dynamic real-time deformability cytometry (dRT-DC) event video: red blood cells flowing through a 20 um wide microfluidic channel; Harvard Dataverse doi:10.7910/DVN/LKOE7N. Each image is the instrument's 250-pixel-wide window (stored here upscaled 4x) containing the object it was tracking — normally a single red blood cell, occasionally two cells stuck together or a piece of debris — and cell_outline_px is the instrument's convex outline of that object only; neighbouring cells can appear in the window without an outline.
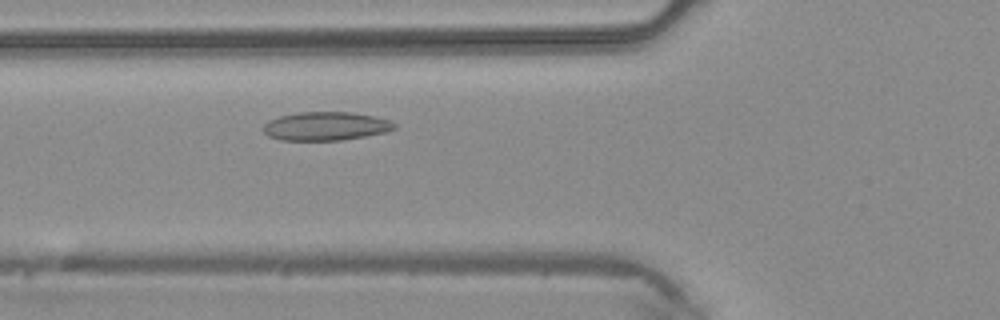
{"species": "common noctule bat (a hibernating species)", "species_latin": "Nyctalus noctula", "temperature_condition": "warm", "stored_images_in_passage": 37, "camera_frame_rate_fps": 3000, "um_per_image_px": 0.085, "animal": {"sex": "male", "body_mass_g": 20.4}, "frame": {"image": 1, "passage_image": 8, "time_ms": 2.333, "image_size_px": [1000, 320], "cell_outline_px": [[396, 128], [384, 132], [364, 136], [340, 140], [280, 140], [268, 136], [264, 132], [264, 124], [268, 120], [280, 116], [300, 112], [352, 112], [392, 120], [396, 124]], "centroid_in_image_um": [27.68, 10.72], "position_along_channel_um": 98.1, "area_um2": 21.73}}
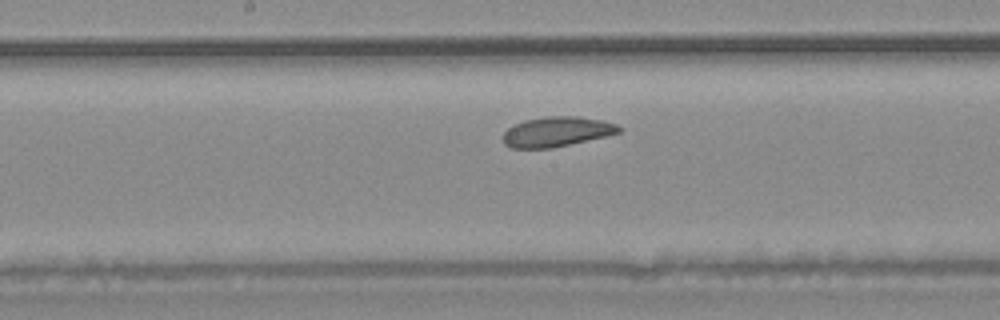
{"frame": {"image": 2, "passage_image": 15, "time_ms": 4.667, "image_size_px": [1000, 320], "cell_outline_px": [[624, 128], [620, 132], [604, 136], [552, 148], [512, 148], [504, 144], [504, 132], [508, 128], [524, 120], [548, 116], [576, 116], [604, 120], [616, 124]], "centroid_in_image_um": [47.34, 11.18], "position_along_channel_um": 200.9, "area_um2": 20.06}}
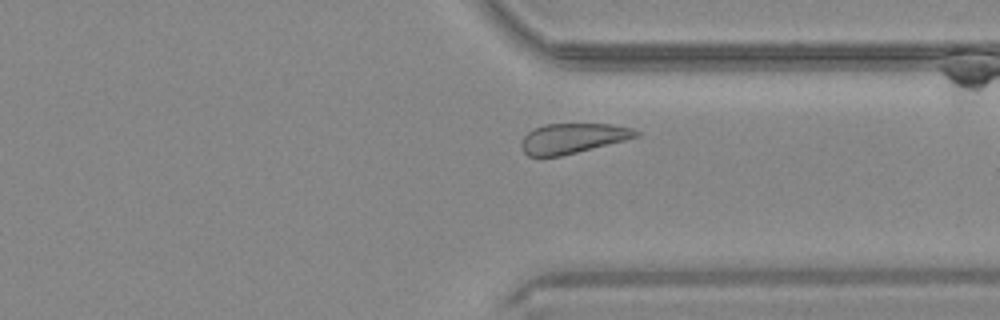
{"frame": {"image": 3, "passage_image": 26, "time_ms": 8.333, "image_size_px": [1000, 320], "cell_outline_px": [[640, 136], [560, 156], [528, 156], [524, 152], [520, 144], [524, 136], [532, 128], [544, 124], [612, 124], [632, 128], [640, 132]], "centroid_in_image_um": [48.66, 11.74], "position_along_channel_um": 362.7, "area_um2": 19.94}}